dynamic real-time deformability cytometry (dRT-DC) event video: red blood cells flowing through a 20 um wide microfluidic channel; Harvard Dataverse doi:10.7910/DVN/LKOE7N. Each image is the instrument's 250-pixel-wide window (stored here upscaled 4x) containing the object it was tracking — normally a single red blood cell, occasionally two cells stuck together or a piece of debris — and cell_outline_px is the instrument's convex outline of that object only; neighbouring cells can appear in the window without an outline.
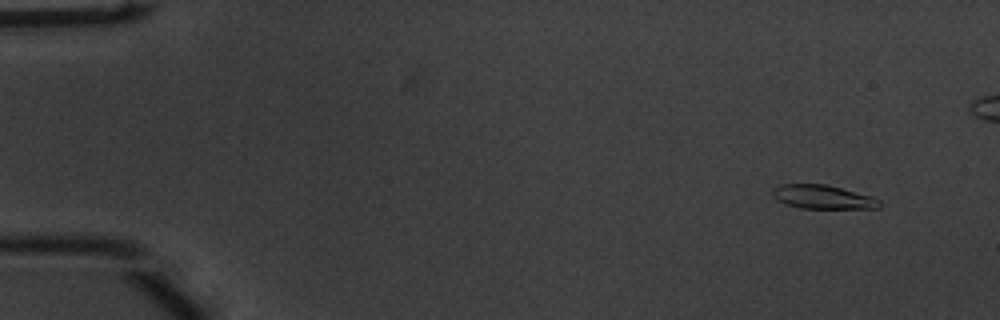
{"species": "common noctule bat (a hibernating species)", "species_latin": "Nyctalus noctula", "temperature_condition": "warm", "stored_images_in_passage": 55, "camera_frame_rate_fps": 3000, "um_per_image_px": 0.085, "animal": {"sex": "male", "body_mass_g": 20.1, "forearm_length_mm": 53.5}, "frame": {"image": 1, "passage_image": 5, "time_ms": 1.333, "image_size_px": [1000, 320], "cell_outline_px": [[880, 208], [800, 208], [784, 204], [776, 200], [772, 196], [772, 188], [780, 184], [824, 184], [872, 196], [880, 200]], "centroid_in_image_um": [69.88, 16.74], "position_along_channel_um": 15.1, "area_um2": 14.85}}
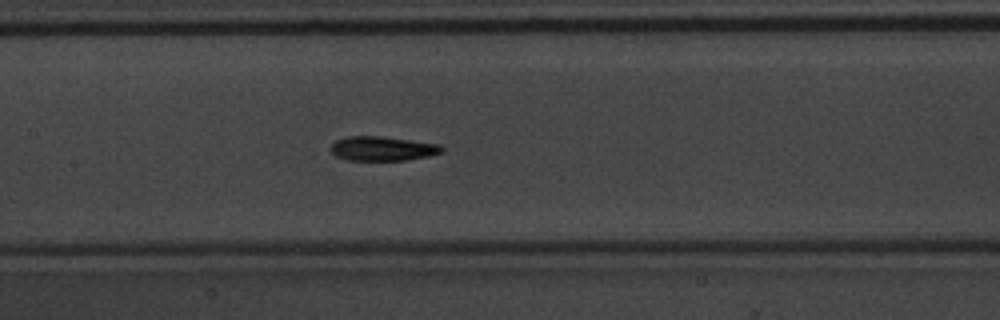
{"frame": {"image": 2, "passage_image": 27, "time_ms": 8.667, "image_size_px": [1000, 320], "cell_outline_px": [[444, 152], [428, 156], [408, 160], [348, 160], [336, 156], [332, 152], [332, 144], [336, 140], [348, 136], [380, 136], [440, 144], [444, 148]], "centroid_in_image_um": [32.55, 12.63], "position_along_channel_um": 174.8, "area_um2": 15.72}}
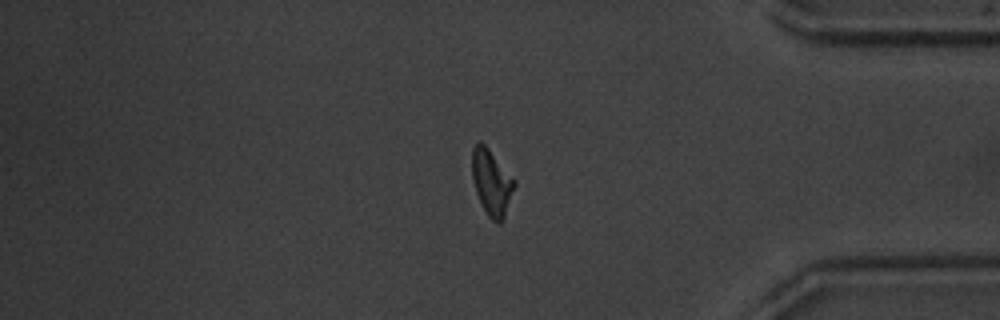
{"frame": {"image": 3, "passage_image": 46, "time_ms": 15.0, "image_size_px": [1000, 320], "cell_outline_px": [[516, 184], [504, 216], [500, 224], [496, 224], [488, 216], [476, 192], [472, 176], [472, 148], [480, 140], [488, 148], [516, 180]], "centroid_in_image_um": [41.79, 15.49], "position_along_channel_um": 393.4, "area_um2": 16.07}, "authors_computed_cell_mechanics": {"area_um2": 15.606, "velocity_mm_per_s": 3.8066, "shape_relaxation_time_tau1_ms": 3.8659, "shape_relaxation_time_tau2_ms": 3.5898, "deformation_change_tau1": 0.1848, "deformation_change_tau2": 0.1123}}